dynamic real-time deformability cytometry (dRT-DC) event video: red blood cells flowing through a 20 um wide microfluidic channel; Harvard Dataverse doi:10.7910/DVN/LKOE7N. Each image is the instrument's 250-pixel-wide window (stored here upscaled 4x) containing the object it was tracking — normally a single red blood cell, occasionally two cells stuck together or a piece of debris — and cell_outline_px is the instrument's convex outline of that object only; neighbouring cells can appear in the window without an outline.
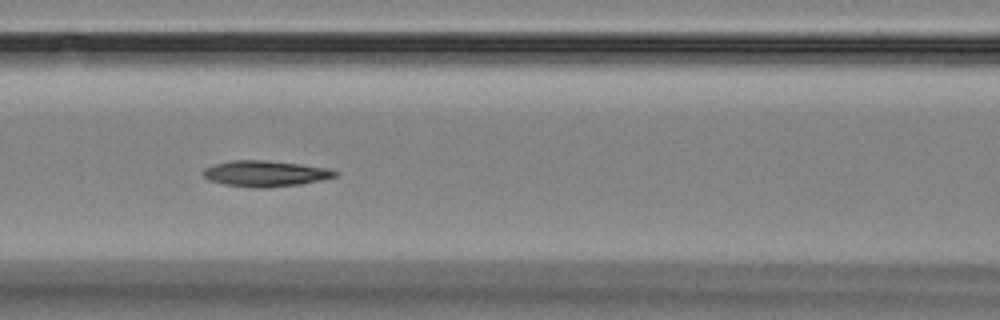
{"species": "Egyptian fruit bat (a non-hibernating species)", "species_latin": "Rousettus aegyptiacus", "temperature_condition": "room temperature", "stored_images_in_passage": 8, "camera_frame_rate_fps": 3000, "um_per_image_px": 0.085, "animal": {"sex": "female"}, "frame": {"image": 1, "passage_image": 7, "time_ms": 7.0, "image_size_px": [1000, 320], "cell_outline_px": [[340, 172], [336, 176], [320, 180], [300, 184], [264, 188], [252, 188], [224, 184], [208, 180], [200, 172], [204, 168], [216, 164], [232, 160], [264, 160], [300, 164], [328, 168]], "centroid_in_image_um": [22.53, 14.75], "position_along_channel_um": 144.1, "area_um2": 19.94}}
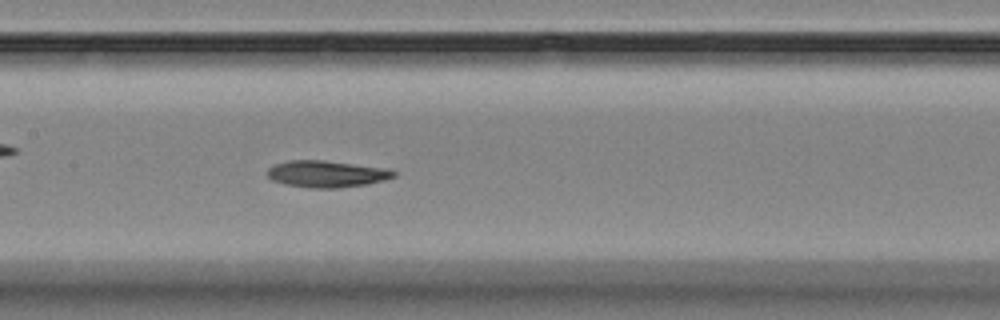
{"frame": {"image": 2, "passage_image": 8, "time_ms": 8.0, "image_size_px": [1000, 320], "cell_outline_px": [[396, 176], [384, 180], [368, 184], [340, 188], [308, 188], [284, 184], [272, 180], [264, 172], [268, 168], [276, 164], [288, 160], [324, 160], [388, 168], [396, 172]], "centroid_in_image_um": [27.76, 14.78], "position_along_channel_um": 179.6, "area_um2": 19.94}}